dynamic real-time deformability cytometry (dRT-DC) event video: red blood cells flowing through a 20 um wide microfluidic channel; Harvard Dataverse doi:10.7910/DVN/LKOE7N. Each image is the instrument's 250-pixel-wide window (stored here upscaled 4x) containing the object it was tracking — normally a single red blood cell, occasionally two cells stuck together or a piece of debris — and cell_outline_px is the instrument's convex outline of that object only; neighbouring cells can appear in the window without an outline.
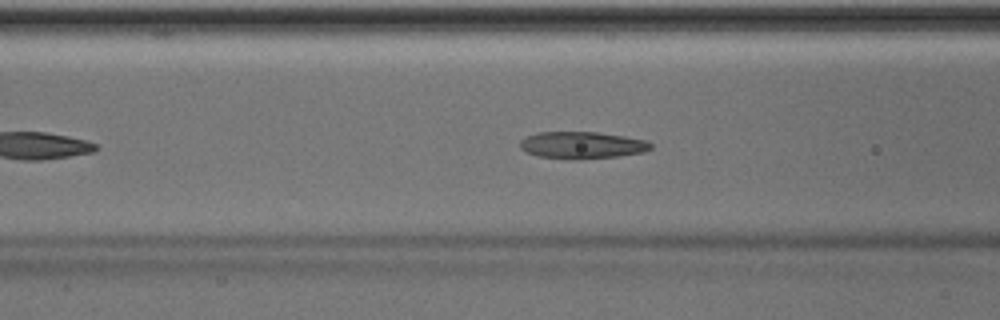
{"species": "Egyptian fruit bat (a non-hibernating species)", "species_latin": "Rousettus aegyptiacus", "temperature_condition": "room temperature", "stored_images_in_passage": 40, "camera_frame_rate_fps": 3000, "um_per_image_px": 0.085, "animal": {"sex": "male"}, "frame": {"image": 1, "passage_image": 12, "time_ms": 3.667, "image_size_px": [1000, 320], "cell_outline_px": [[652, 148], [644, 152], [620, 156], [572, 160], [568, 160], [540, 156], [528, 152], [520, 148], [520, 140], [536, 132], [596, 132], [624, 136], [644, 140], [652, 144]], "centroid_in_image_um": [49.47, 12.34], "position_along_channel_um": 117.1, "area_um2": 20.58}, "authors_computed_cell_mechanics": {"area_um2": 20.2011, "velocity_mm_per_s": 4.0264, "shape_relaxation_time_tau1_ms": 10.3601, "shape_relaxation_time_tau2_ms": 3.723, "deformation_change_tau1": 0.2655, "deformation_change_tau2": 0.107}}